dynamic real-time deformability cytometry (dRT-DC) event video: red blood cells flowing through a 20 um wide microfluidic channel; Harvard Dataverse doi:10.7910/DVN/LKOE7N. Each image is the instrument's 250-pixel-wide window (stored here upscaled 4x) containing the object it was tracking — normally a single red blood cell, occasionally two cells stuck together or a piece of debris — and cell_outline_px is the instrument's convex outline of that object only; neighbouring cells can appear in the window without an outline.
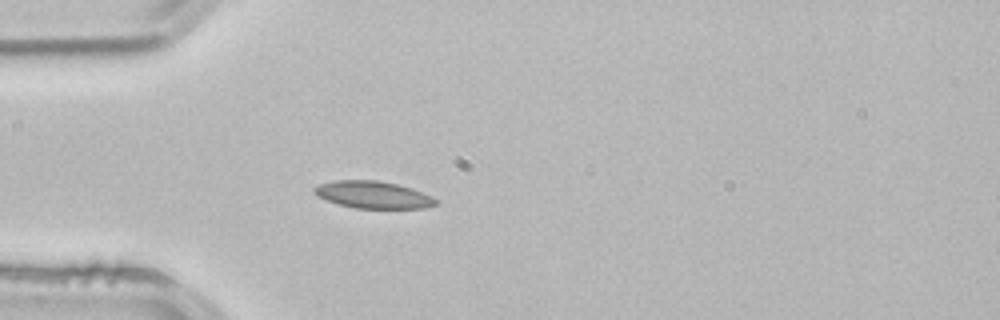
{"species": "common noctule bat (a hibernating species)", "species_latin": "Nyctalus noctula", "temperature_condition": "room temperature", "stored_images_in_passage": 4, "camera_frame_rate_fps": 3000, "um_per_image_px": 0.085, "animal": {"sex": "male", "body_mass_g": 21.5, "forearm_length_mm": 52.0}, "frame": {"image": 1, "passage_image": 4, "time_ms": 1.0, "image_size_px": [1000, 320], "cell_outline_px": [[440, 200], [436, 204], [424, 208], [356, 208], [340, 204], [328, 200], [320, 196], [312, 188], [320, 184], [332, 180], [376, 180], [396, 184], [412, 188], [432, 196]], "centroid_in_image_um": [31.77, 16.55], "position_along_channel_um": 53.2, "area_um2": 19.02}}